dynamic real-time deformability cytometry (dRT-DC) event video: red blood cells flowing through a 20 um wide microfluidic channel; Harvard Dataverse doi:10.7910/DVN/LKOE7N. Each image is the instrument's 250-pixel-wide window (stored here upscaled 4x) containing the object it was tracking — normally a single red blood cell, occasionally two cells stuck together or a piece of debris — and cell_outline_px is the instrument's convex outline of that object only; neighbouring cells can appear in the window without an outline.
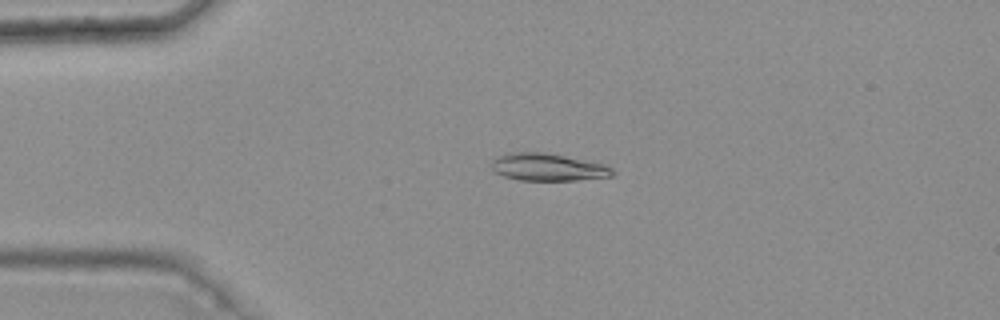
{"species": "common noctule bat (a hibernating species)", "species_latin": "Nyctalus noctula", "temperature_condition": "warm", "stored_images_in_passage": 5, "camera_frame_rate_fps": 3000, "um_per_image_px": 0.085, "animal": {"sex": "female", "body_mass_g": 25.1}, "frame": {"image": 1, "passage_image": 3, "time_ms": 0.667, "image_size_px": [1000, 320], "cell_outline_px": [[616, 172], [612, 176], [576, 180], [520, 180], [504, 176], [496, 172], [492, 168], [492, 160], [496, 156], [512, 152], [544, 152], [604, 164], [612, 168]], "centroid_in_image_um": [46.57, 14.2], "position_along_channel_um": 38.4, "area_um2": 19.19}}
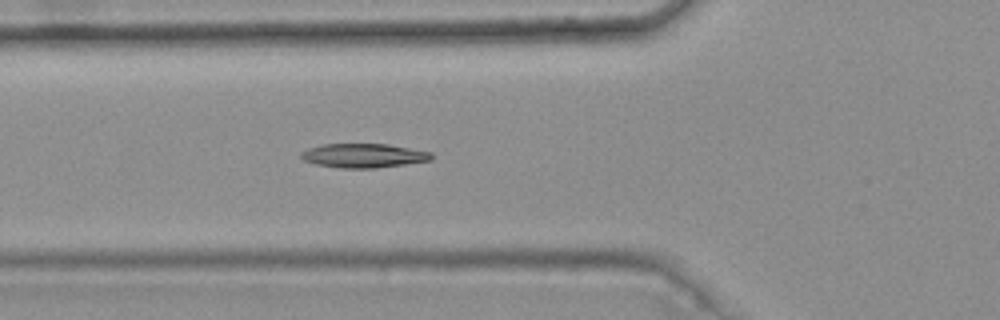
{"frame": {"image": 2, "passage_image": 5, "time_ms": 1.333, "image_size_px": [1000, 320], "cell_outline_px": [[432, 160], [376, 168], [340, 168], [316, 164], [304, 160], [300, 156], [300, 152], [308, 148], [324, 144], [388, 144], [432, 152]], "centroid_in_image_um": [30.9, 13.22], "position_along_channel_um": 94.9, "area_um2": 18.26}}